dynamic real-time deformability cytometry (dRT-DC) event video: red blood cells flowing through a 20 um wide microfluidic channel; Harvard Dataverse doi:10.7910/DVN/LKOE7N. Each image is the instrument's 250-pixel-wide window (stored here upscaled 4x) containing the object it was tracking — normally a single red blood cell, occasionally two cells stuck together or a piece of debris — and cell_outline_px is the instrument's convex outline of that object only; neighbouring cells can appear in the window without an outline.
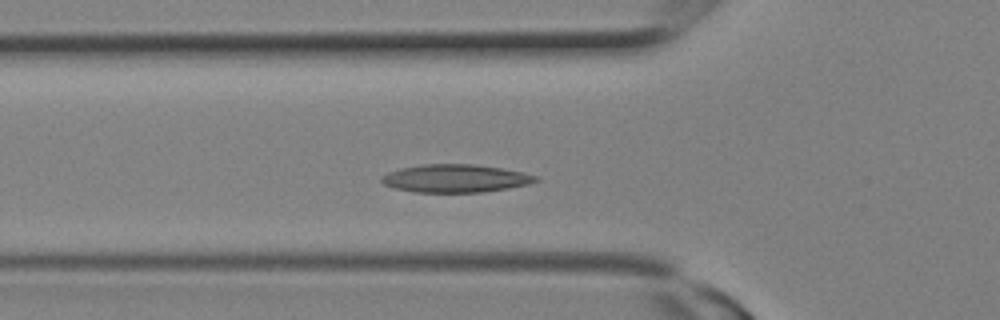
{"species": "Egyptian fruit bat (a non-hibernating species)", "species_latin": "Rousettus aegyptiacus", "temperature_condition": "room temperature", "stored_images_in_passage": 15, "camera_frame_rate_fps": 3000, "um_per_image_px": 0.085, "animal": {"sex": "female"}, "frame": {"image": 1, "passage_image": 6, "time_ms": 1.667, "image_size_px": [1000, 320], "cell_outline_px": [[540, 180], [528, 184], [508, 188], [484, 192], [416, 192], [396, 188], [384, 184], [380, 180], [380, 176], [388, 172], [400, 168], [420, 164], [476, 164], [524, 172], [540, 176]], "centroid_in_image_um": [38.73, 15.15], "position_along_channel_um": 87.1, "area_um2": 25.26}}
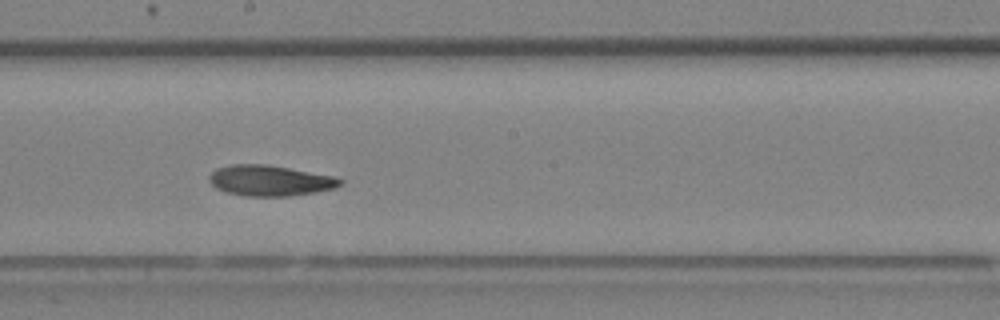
{"frame": {"image": 2, "passage_image": 11, "time_ms": 3.333, "image_size_px": [1000, 320], "cell_outline_px": [[344, 184], [336, 188], [316, 192], [288, 196], [244, 196], [224, 192], [216, 188], [208, 180], [208, 176], [216, 168], [228, 164], [268, 164], [336, 176], [344, 180]], "centroid_in_image_um": [22.97, 15.34], "position_along_channel_um": 225.2, "area_um2": 23.87}}
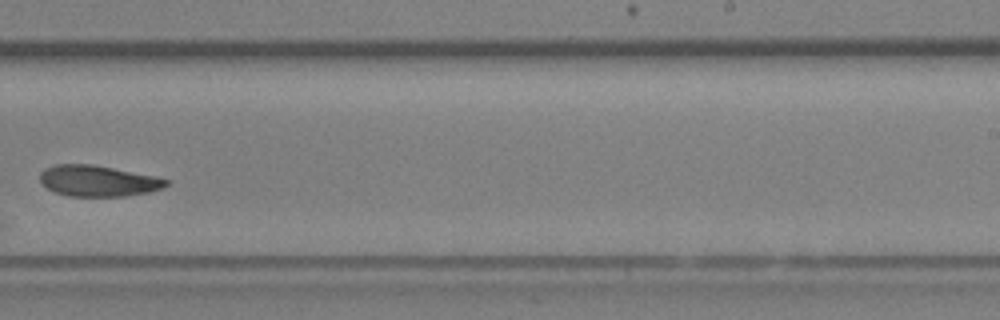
{"frame": {"image": 3, "passage_image": 13, "time_ms": 4.0, "image_size_px": [1000, 320], "cell_outline_px": [[168, 184], [164, 188], [148, 192], [124, 196], [68, 196], [56, 192], [48, 188], [40, 180], [40, 172], [44, 168], [56, 164], [92, 164], [156, 176], [168, 180]], "centroid_in_image_um": [8.34, 15.37], "position_along_channel_um": 280.7, "area_um2": 22.72}}